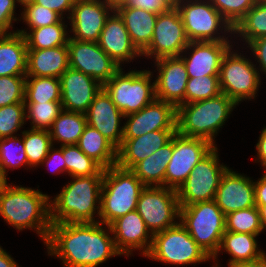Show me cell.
<instances>
[{"label": "cell", "instance_id": "48", "mask_svg": "<svg viewBox=\"0 0 266 267\" xmlns=\"http://www.w3.org/2000/svg\"><path fill=\"white\" fill-rule=\"evenodd\" d=\"M42 164H45L46 167L51 166L54 173L57 172L58 174V172L59 173H62L63 171L66 172V163L63 158V146H60L59 149L56 148L54 149L52 146L46 158L43 160Z\"/></svg>", "mask_w": 266, "mask_h": 267}, {"label": "cell", "instance_id": "30", "mask_svg": "<svg viewBox=\"0 0 266 267\" xmlns=\"http://www.w3.org/2000/svg\"><path fill=\"white\" fill-rule=\"evenodd\" d=\"M77 146L103 169L115 166L117 163V148L98 130L88 124L84 128Z\"/></svg>", "mask_w": 266, "mask_h": 267}, {"label": "cell", "instance_id": "54", "mask_svg": "<svg viewBox=\"0 0 266 267\" xmlns=\"http://www.w3.org/2000/svg\"><path fill=\"white\" fill-rule=\"evenodd\" d=\"M233 267H266V253L261 256L259 259L248 261V262H242L239 264H236Z\"/></svg>", "mask_w": 266, "mask_h": 267}, {"label": "cell", "instance_id": "24", "mask_svg": "<svg viewBox=\"0 0 266 267\" xmlns=\"http://www.w3.org/2000/svg\"><path fill=\"white\" fill-rule=\"evenodd\" d=\"M100 48L121 67L123 62H131L141 53L132 44L123 19L116 11L106 19L104 28L97 41Z\"/></svg>", "mask_w": 266, "mask_h": 267}, {"label": "cell", "instance_id": "29", "mask_svg": "<svg viewBox=\"0 0 266 267\" xmlns=\"http://www.w3.org/2000/svg\"><path fill=\"white\" fill-rule=\"evenodd\" d=\"M173 153V137L163 147L138 162L131 171L145 186L165 187L166 168ZM153 184V185H152Z\"/></svg>", "mask_w": 266, "mask_h": 267}, {"label": "cell", "instance_id": "20", "mask_svg": "<svg viewBox=\"0 0 266 267\" xmlns=\"http://www.w3.org/2000/svg\"><path fill=\"white\" fill-rule=\"evenodd\" d=\"M59 79L62 108L69 112L86 113L96 94L103 88L94 78L70 67Z\"/></svg>", "mask_w": 266, "mask_h": 267}, {"label": "cell", "instance_id": "51", "mask_svg": "<svg viewBox=\"0 0 266 267\" xmlns=\"http://www.w3.org/2000/svg\"><path fill=\"white\" fill-rule=\"evenodd\" d=\"M263 176L254 182L255 205H266V171Z\"/></svg>", "mask_w": 266, "mask_h": 267}, {"label": "cell", "instance_id": "33", "mask_svg": "<svg viewBox=\"0 0 266 267\" xmlns=\"http://www.w3.org/2000/svg\"><path fill=\"white\" fill-rule=\"evenodd\" d=\"M63 19L46 27L31 29L29 33L24 29L16 32L24 35L28 50L49 49L67 45L70 35Z\"/></svg>", "mask_w": 266, "mask_h": 267}, {"label": "cell", "instance_id": "22", "mask_svg": "<svg viewBox=\"0 0 266 267\" xmlns=\"http://www.w3.org/2000/svg\"><path fill=\"white\" fill-rule=\"evenodd\" d=\"M85 114L87 124L98 130L118 149L123 139V126L120 124L124 115L104 88L96 94Z\"/></svg>", "mask_w": 266, "mask_h": 267}, {"label": "cell", "instance_id": "44", "mask_svg": "<svg viewBox=\"0 0 266 267\" xmlns=\"http://www.w3.org/2000/svg\"><path fill=\"white\" fill-rule=\"evenodd\" d=\"M26 76L0 77V108L25 100Z\"/></svg>", "mask_w": 266, "mask_h": 267}, {"label": "cell", "instance_id": "37", "mask_svg": "<svg viewBox=\"0 0 266 267\" xmlns=\"http://www.w3.org/2000/svg\"><path fill=\"white\" fill-rule=\"evenodd\" d=\"M63 158L70 177L104 175V169L88 157L77 145H64Z\"/></svg>", "mask_w": 266, "mask_h": 267}, {"label": "cell", "instance_id": "27", "mask_svg": "<svg viewBox=\"0 0 266 267\" xmlns=\"http://www.w3.org/2000/svg\"><path fill=\"white\" fill-rule=\"evenodd\" d=\"M123 19L132 44L142 53L150 44L158 14L123 6L116 11Z\"/></svg>", "mask_w": 266, "mask_h": 267}, {"label": "cell", "instance_id": "25", "mask_svg": "<svg viewBox=\"0 0 266 267\" xmlns=\"http://www.w3.org/2000/svg\"><path fill=\"white\" fill-rule=\"evenodd\" d=\"M177 130H155L136 138H123L117 149L120 168L131 170L138 162L167 144Z\"/></svg>", "mask_w": 266, "mask_h": 267}, {"label": "cell", "instance_id": "4", "mask_svg": "<svg viewBox=\"0 0 266 267\" xmlns=\"http://www.w3.org/2000/svg\"><path fill=\"white\" fill-rule=\"evenodd\" d=\"M225 94L177 108L176 130L187 137L201 138L215 146V135L236 107Z\"/></svg>", "mask_w": 266, "mask_h": 267}, {"label": "cell", "instance_id": "5", "mask_svg": "<svg viewBox=\"0 0 266 267\" xmlns=\"http://www.w3.org/2000/svg\"><path fill=\"white\" fill-rule=\"evenodd\" d=\"M145 187L131 170L117 165L104 169L99 222L110 225L117 218L135 211Z\"/></svg>", "mask_w": 266, "mask_h": 267}, {"label": "cell", "instance_id": "16", "mask_svg": "<svg viewBox=\"0 0 266 267\" xmlns=\"http://www.w3.org/2000/svg\"><path fill=\"white\" fill-rule=\"evenodd\" d=\"M177 109L155 98L140 111L124 116L123 138H136L155 130H176Z\"/></svg>", "mask_w": 266, "mask_h": 267}, {"label": "cell", "instance_id": "6", "mask_svg": "<svg viewBox=\"0 0 266 267\" xmlns=\"http://www.w3.org/2000/svg\"><path fill=\"white\" fill-rule=\"evenodd\" d=\"M225 219L215 200L180 206L179 222L213 260L218 257Z\"/></svg>", "mask_w": 266, "mask_h": 267}, {"label": "cell", "instance_id": "10", "mask_svg": "<svg viewBox=\"0 0 266 267\" xmlns=\"http://www.w3.org/2000/svg\"><path fill=\"white\" fill-rule=\"evenodd\" d=\"M215 146L188 175L187 179L176 190L180 206L215 199L221 178L228 169L221 164Z\"/></svg>", "mask_w": 266, "mask_h": 267}, {"label": "cell", "instance_id": "7", "mask_svg": "<svg viewBox=\"0 0 266 267\" xmlns=\"http://www.w3.org/2000/svg\"><path fill=\"white\" fill-rule=\"evenodd\" d=\"M121 68L103 85L113 103L124 116L138 112L155 98V82L151 84V71H129Z\"/></svg>", "mask_w": 266, "mask_h": 267}, {"label": "cell", "instance_id": "11", "mask_svg": "<svg viewBox=\"0 0 266 267\" xmlns=\"http://www.w3.org/2000/svg\"><path fill=\"white\" fill-rule=\"evenodd\" d=\"M231 50L227 51L221 62L219 81L221 92L238 105L245 99H255L261 79L251 59Z\"/></svg>", "mask_w": 266, "mask_h": 267}, {"label": "cell", "instance_id": "41", "mask_svg": "<svg viewBox=\"0 0 266 267\" xmlns=\"http://www.w3.org/2000/svg\"><path fill=\"white\" fill-rule=\"evenodd\" d=\"M221 93L219 76L188 78L185 104L214 98Z\"/></svg>", "mask_w": 266, "mask_h": 267}, {"label": "cell", "instance_id": "59", "mask_svg": "<svg viewBox=\"0 0 266 267\" xmlns=\"http://www.w3.org/2000/svg\"><path fill=\"white\" fill-rule=\"evenodd\" d=\"M255 3H266V0H254Z\"/></svg>", "mask_w": 266, "mask_h": 267}, {"label": "cell", "instance_id": "13", "mask_svg": "<svg viewBox=\"0 0 266 267\" xmlns=\"http://www.w3.org/2000/svg\"><path fill=\"white\" fill-rule=\"evenodd\" d=\"M189 42L180 14L176 7H172L168 12L158 14L152 40L141 57L154 56L155 60L179 57Z\"/></svg>", "mask_w": 266, "mask_h": 267}, {"label": "cell", "instance_id": "39", "mask_svg": "<svg viewBox=\"0 0 266 267\" xmlns=\"http://www.w3.org/2000/svg\"><path fill=\"white\" fill-rule=\"evenodd\" d=\"M28 166V159L25 153L24 144L17 136L0 139V171L7 179L8 168H19Z\"/></svg>", "mask_w": 266, "mask_h": 267}, {"label": "cell", "instance_id": "2", "mask_svg": "<svg viewBox=\"0 0 266 267\" xmlns=\"http://www.w3.org/2000/svg\"><path fill=\"white\" fill-rule=\"evenodd\" d=\"M49 197L30 187L6 183L0 190V215L19 231L35 229L45 243L51 228Z\"/></svg>", "mask_w": 266, "mask_h": 267}, {"label": "cell", "instance_id": "60", "mask_svg": "<svg viewBox=\"0 0 266 267\" xmlns=\"http://www.w3.org/2000/svg\"><path fill=\"white\" fill-rule=\"evenodd\" d=\"M211 267H219L218 263L216 262L214 266Z\"/></svg>", "mask_w": 266, "mask_h": 267}, {"label": "cell", "instance_id": "45", "mask_svg": "<svg viewBox=\"0 0 266 267\" xmlns=\"http://www.w3.org/2000/svg\"><path fill=\"white\" fill-rule=\"evenodd\" d=\"M222 17L234 28L254 6V0H209Z\"/></svg>", "mask_w": 266, "mask_h": 267}, {"label": "cell", "instance_id": "8", "mask_svg": "<svg viewBox=\"0 0 266 267\" xmlns=\"http://www.w3.org/2000/svg\"><path fill=\"white\" fill-rule=\"evenodd\" d=\"M145 257L182 266L212 260L180 222L174 227L154 234L151 249Z\"/></svg>", "mask_w": 266, "mask_h": 267}, {"label": "cell", "instance_id": "55", "mask_svg": "<svg viewBox=\"0 0 266 267\" xmlns=\"http://www.w3.org/2000/svg\"><path fill=\"white\" fill-rule=\"evenodd\" d=\"M112 11H117L119 8L123 6H127L130 4L132 0H103Z\"/></svg>", "mask_w": 266, "mask_h": 267}, {"label": "cell", "instance_id": "50", "mask_svg": "<svg viewBox=\"0 0 266 267\" xmlns=\"http://www.w3.org/2000/svg\"><path fill=\"white\" fill-rule=\"evenodd\" d=\"M247 47H250V50L259 63L258 67L260 68L258 70L260 69L261 72L266 74V36L250 41Z\"/></svg>", "mask_w": 266, "mask_h": 267}, {"label": "cell", "instance_id": "58", "mask_svg": "<svg viewBox=\"0 0 266 267\" xmlns=\"http://www.w3.org/2000/svg\"><path fill=\"white\" fill-rule=\"evenodd\" d=\"M173 7L178 5L179 3H182L184 0H168Z\"/></svg>", "mask_w": 266, "mask_h": 267}, {"label": "cell", "instance_id": "14", "mask_svg": "<svg viewBox=\"0 0 266 267\" xmlns=\"http://www.w3.org/2000/svg\"><path fill=\"white\" fill-rule=\"evenodd\" d=\"M215 146L205 139L173 135V153L166 168L165 187L177 190L194 166Z\"/></svg>", "mask_w": 266, "mask_h": 267}, {"label": "cell", "instance_id": "34", "mask_svg": "<svg viewBox=\"0 0 266 267\" xmlns=\"http://www.w3.org/2000/svg\"><path fill=\"white\" fill-rule=\"evenodd\" d=\"M24 102H61L60 79L57 77H26Z\"/></svg>", "mask_w": 266, "mask_h": 267}, {"label": "cell", "instance_id": "56", "mask_svg": "<svg viewBox=\"0 0 266 267\" xmlns=\"http://www.w3.org/2000/svg\"><path fill=\"white\" fill-rule=\"evenodd\" d=\"M259 210L262 227L266 230V205H255Z\"/></svg>", "mask_w": 266, "mask_h": 267}, {"label": "cell", "instance_id": "3", "mask_svg": "<svg viewBox=\"0 0 266 267\" xmlns=\"http://www.w3.org/2000/svg\"><path fill=\"white\" fill-rule=\"evenodd\" d=\"M72 178L73 181L65 185L53 201L50 200L51 223L99 222L93 216L96 213L100 216L103 175Z\"/></svg>", "mask_w": 266, "mask_h": 267}, {"label": "cell", "instance_id": "23", "mask_svg": "<svg viewBox=\"0 0 266 267\" xmlns=\"http://www.w3.org/2000/svg\"><path fill=\"white\" fill-rule=\"evenodd\" d=\"M214 200L225 215L254 207V182L228 168L221 178Z\"/></svg>", "mask_w": 266, "mask_h": 267}, {"label": "cell", "instance_id": "52", "mask_svg": "<svg viewBox=\"0 0 266 267\" xmlns=\"http://www.w3.org/2000/svg\"><path fill=\"white\" fill-rule=\"evenodd\" d=\"M257 148V159L256 161L259 160L258 162H261V165L264 166L266 169V127L262 129L261 135L259 137V141L256 144Z\"/></svg>", "mask_w": 266, "mask_h": 267}, {"label": "cell", "instance_id": "19", "mask_svg": "<svg viewBox=\"0 0 266 267\" xmlns=\"http://www.w3.org/2000/svg\"><path fill=\"white\" fill-rule=\"evenodd\" d=\"M117 250L127 257L132 251H142L146 256L152 246L153 235L139 213L135 210L114 220L110 225Z\"/></svg>", "mask_w": 266, "mask_h": 267}, {"label": "cell", "instance_id": "47", "mask_svg": "<svg viewBox=\"0 0 266 267\" xmlns=\"http://www.w3.org/2000/svg\"><path fill=\"white\" fill-rule=\"evenodd\" d=\"M129 6L154 14L168 12L173 7L168 0H132Z\"/></svg>", "mask_w": 266, "mask_h": 267}, {"label": "cell", "instance_id": "15", "mask_svg": "<svg viewBox=\"0 0 266 267\" xmlns=\"http://www.w3.org/2000/svg\"><path fill=\"white\" fill-rule=\"evenodd\" d=\"M69 66L97 80L108 82L120 69L97 42L77 41L69 37Z\"/></svg>", "mask_w": 266, "mask_h": 267}, {"label": "cell", "instance_id": "42", "mask_svg": "<svg viewBox=\"0 0 266 267\" xmlns=\"http://www.w3.org/2000/svg\"><path fill=\"white\" fill-rule=\"evenodd\" d=\"M20 5L24 6V11L21 13L22 20L27 23L30 30L58 23L62 19L55 11L35 4L31 0H21Z\"/></svg>", "mask_w": 266, "mask_h": 267}, {"label": "cell", "instance_id": "53", "mask_svg": "<svg viewBox=\"0 0 266 267\" xmlns=\"http://www.w3.org/2000/svg\"><path fill=\"white\" fill-rule=\"evenodd\" d=\"M0 267H19L13 257L0 246Z\"/></svg>", "mask_w": 266, "mask_h": 267}, {"label": "cell", "instance_id": "57", "mask_svg": "<svg viewBox=\"0 0 266 267\" xmlns=\"http://www.w3.org/2000/svg\"><path fill=\"white\" fill-rule=\"evenodd\" d=\"M7 183V179L2 175V172L0 171V190L2 187Z\"/></svg>", "mask_w": 266, "mask_h": 267}, {"label": "cell", "instance_id": "32", "mask_svg": "<svg viewBox=\"0 0 266 267\" xmlns=\"http://www.w3.org/2000/svg\"><path fill=\"white\" fill-rule=\"evenodd\" d=\"M86 125L85 113L63 110L49 130L52 143L57 141L61 142L60 146L77 145Z\"/></svg>", "mask_w": 266, "mask_h": 267}, {"label": "cell", "instance_id": "26", "mask_svg": "<svg viewBox=\"0 0 266 267\" xmlns=\"http://www.w3.org/2000/svg\"><path fill=\"white\" fill-rule=\"evenodd\" d=\"M67 45L28 50L26 77H57L69 68Z\"/></svg>", "mask_w": 266, "mask_h": 267}, {"label": "cell", "instance_id": "31", "mask_svg": "<svg viewBox=\"0 0 266 267\" xmlns=\"http://www.w3.org/2000/svg\"><path fill=\"white\" fill-rule=\"evenodd\" d=\"M258 235L225 231L222 236L218 253L225 250L232 258L229 259L228 267H233L242 262L259 259L265 254L258 249L256 237Z\"/></svg>", "mask_w": 266, "mask_h": 267}, {"label": "cell", "instance_id": "36", "mask_svg": "<svg viewBox=\"0 0 266 267\" xmlns=\"http://www.w3.org/2000/svg\"><path fill=\"white\" fill-rule=\"evenodd\" d=\"M21 140L24 144L25 153L28 159V166L31 168L42 164L50 148L54 145L47 130L30 129L22 132Z\"/></svg>", "mask_w": 266, "mask_h": 267}, {"label": "cell", "instance_id": "38", "mask_svg": "<svg viewBox=\"0 0 266 267\" xmlns=\"http://www.w3.org/2000/svg\"><path fill=\"white\" fill-rule=\"evenodd\" d=\"M263 230L259 210L256 206L226 215L225 231L259 235Z\"/></svg>", "mask_w": 266, "mask_h": 267}, {"label": "cell", "instance_id": "28", "mask_svg": "<svg viewBox=\"0 0 266 267\" xmlns=\"http://www.w3.org/2000/svg\"><path fill=\"white\" fill-rule=\"evenodd\" d=\"M27 52L24 35H0V77L26 76Z\"/></svg>", "mask_w": 266, "mask_h": 267}, {"label": "cell", "instance_id": "9", "mask_svg": "<svg viewBox=\"0 0 266 267\" xmlns=\"http://www.w3.org/2000/svg\"><path fill=\"white\" fill-rule=\"evenodd\" d=\"M175 7L180 14L186 36L190 42L230 41L228 37L219 35L220 33H218V30H224V33L230 32L232 35L233 28L209 0H184Z\"/></svg>", "mask_w": 266, "mask_h": 267}, {"label": "cell", "instance_id": "46", "mask_svg": "<svg viewBox=\"0 0 266 267\" xmlns=\"http://www.w3.org/2000/svg\"><path fill=\"white\" fill-rule=\"evenodd\" d=\"M17 3L21 0H0V35H8L16 31L8 32L12 27V22L16 21L15 8Z\"/></svg>", "mask_w": 266, "mask_h": 267}, {"label": "cell", "instance_id": "12", "mask_svg": "<svg viewBox=\"0 0 266 267\" xmlns=\"http://www.w3.org/2000/svg\"><path fill=\"white\" fill-rule=\"evenodd\" d=\"M136 211L152 235L178 224L180 205L175 189L146 186L140 193ZM174 221V222H173Z\"/></svg>", "mask_w": 266, "mask_h": 267}, {"label": "cell", "instance_id": "21", "mask_svg": "<svg viewBox=\"0 0 266 267\" xmlns=\"http://www.w3.org/2000/svg\"><path fill=\"white\" fill-rule=\"evenodd\" d=\"M229 42L192 41L183 53L192 49L188 57L180 55L184 61L189 78L219 76L221 62L227 51L232 48Z\"/></svg>", "mask_w": 266, "mask_h": 267}, {"label": "cell", "instance_id": "17", "mask_svg": "<svg viewBox=\"0 0 266 267\" xmlns=\"http://www.w3.org/2000/svg\"><path fill=\"white\" fill-rule=\"evenodd\" d=\"M159 72L155 82L157 99L172 104L176 109L185 104L188 73L182 58L164 57L155 61Z\"/></svg>", "mask_w": 266, "mask_h": 267}, {"label": "cell", "instance_id": "1", "mask_svg": "<svg viewBox=\"0 0 266 267\" xmlns=\"http://www.w3.org/2000/svg\"><path fill=\"white\" fill-rule=\"evenodd\" d=\"M102 226L100 222L51 223L45 242L48 255L60 258L63 267H97L113 256H121L109 235L110 226Z\"/></svg>", "mask_w": 266, "mask_h": 267}, {"label": "cell", "instance_id": "18", "mask_svg": "<svg viewBox=\"0 0 266 267\" xmlns=\"http://www.w3.org/2000/svg\"><path fill=\"white\" fill-rule=\"evenodd\" d=\"M113 12L101 0H75L69 20L74 36L70 38L83 42H97L106 19Z\"/></svg>", "mask_w": 266, "mask_h": 267}, {"label": "cell", "instance_id": "35", "mask_svg": "<svg viewBox=\"0 0 266 267\" xmlns=\"http://www.w3.org/2000/svg\"><path fill=\"white\" fill-rule=\"evenodd\" d=\"M233 34H240L247 44L266 36V3H255L233 28Z\"/></svg>", "mask_w": 266, "mask_h": 267}, {"label": "cell", "instance_id": "40", "mask_svg": "<svg viewBox=\"0 0 266 267\" xmlns=\"http://www.w3.org/2000/svg\"><path fill=\"white\" fill-rule=\"evenodd\" d=\"M26 119H31L32 129L49 131L63 111L61 102L25 103Z\"/></svg>", "mask_w": 266, "mask_h": 267}, {"label": "cell", "instance_id": "49", "mask_svg": "<svg viewBox=\"0 0 266 267\" xmlns=\"http://www.w3.org/2000/svg\"><path fill=\"white\" fill-rule=\"evenodd\" d=\"M35 4H39L41 6L47 7L53 11H55L57 14H59L62 18L63 12H69V16L67 18L69 19L72 8L74 6L75 0H31Z\"/></svg>", "mask_w": 266, "mask_h": 267}, {"label": "cell", "instance_id": "43", "mask_svg": "<svg viewBox=\"0 0 266 267\" xmlns=\"http://www.w3.org/2000/svg\"><path fill=\"white\" fill-rule=\"evenodd\" d=\"M25 102L14 103L0 108V139L12 137L24 125Z\"/></svg>", "mask_w": 266, "mask_h": 267}]
</instances>
